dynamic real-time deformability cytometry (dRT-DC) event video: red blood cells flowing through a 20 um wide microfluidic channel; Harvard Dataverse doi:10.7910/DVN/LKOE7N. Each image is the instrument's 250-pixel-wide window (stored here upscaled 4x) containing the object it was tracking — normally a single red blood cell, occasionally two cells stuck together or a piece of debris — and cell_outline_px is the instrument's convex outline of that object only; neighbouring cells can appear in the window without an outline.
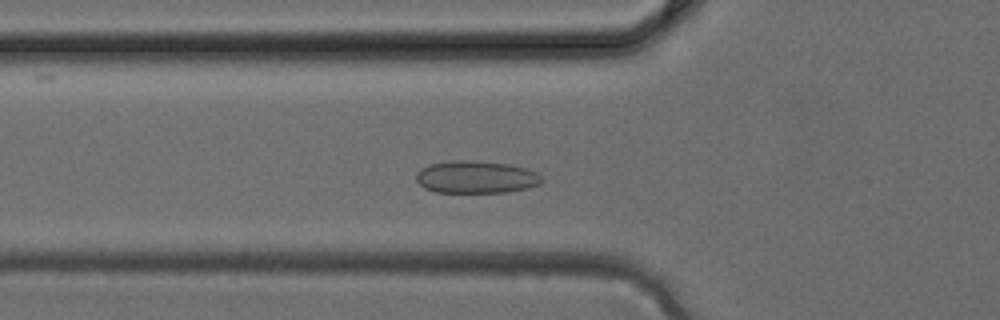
{"species": "common noctule bat (a hibernating species)", "species_latin": "Nyctalus noctula", "temperature_condition": "cold", "stored_images_in_passage": 34, "camera_frame_rate_fps": 3000, "um_per_image_px": 0.085, "animal": {"sex": "female", "body_mass_g": 24.6, "forearm_length_mm": 56.2}, "frame": {"image": 1, "passage_image": 10, "time_ms": 3.0, "image_size_px": [1000, 320], "cell_outline_px": [[540, 184], [528, 188], [508, 192], [436, 192], [424, 188], [416, 180], [416, 172], [420, 168], [428, 164], [456, 160], [464, 160], [508, 164], [524, 168], [536, 172], [540, 176]], "centroid_in_image_um": [40.41, 15.05], "position_along_channel_um": 85.4, "area_um2": 23.58}}
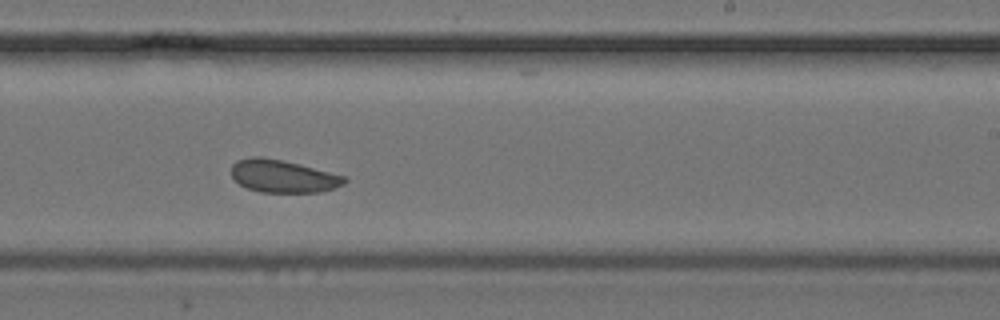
{"frame": {"image": 2, "passage_image": 20, "time_ms": 6.333, "image_size_px": [1000, 320], "cell_outline_px": [[348, 180], [344, 184], [320, 192], [260, 192], [248, 188], [240, 184], [232, 176], [232, 164], [236, 160], [248, 156], [260, 156], [300, 164], [344, 176]], "centroid_in_image_um": [24.02, 14.97], "position_along_channel_um": 265.0, "area_um2": 21.39}}
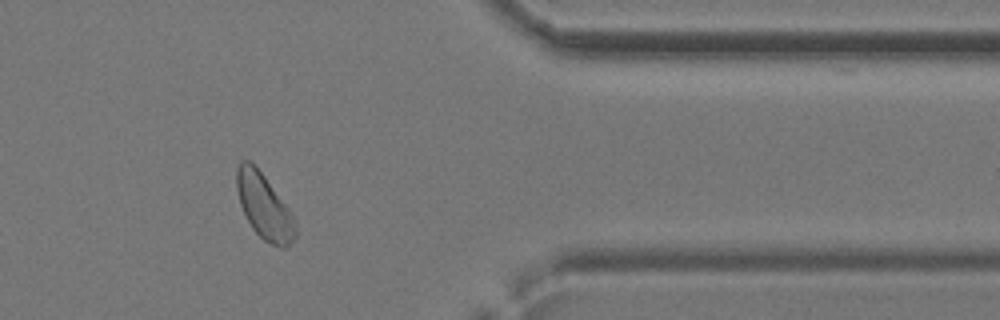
{"frame": {"image": 3, "passage_image": 28, "time_ms": 9.0, "image_size_px": [1000, 320], "cell_outline_px": [[296, 236], [284, 248], [280, 248], [264, 240], [252, 228], [240, 204], [236, 188], [236, 168], [240, 160], [248, 160], [264, 176], [292, 212], [296, 220]], "centroid_in_image_um": [22.46, 17.55], "position_along_channel_um": 388.9, "area_um2": 22.14}}